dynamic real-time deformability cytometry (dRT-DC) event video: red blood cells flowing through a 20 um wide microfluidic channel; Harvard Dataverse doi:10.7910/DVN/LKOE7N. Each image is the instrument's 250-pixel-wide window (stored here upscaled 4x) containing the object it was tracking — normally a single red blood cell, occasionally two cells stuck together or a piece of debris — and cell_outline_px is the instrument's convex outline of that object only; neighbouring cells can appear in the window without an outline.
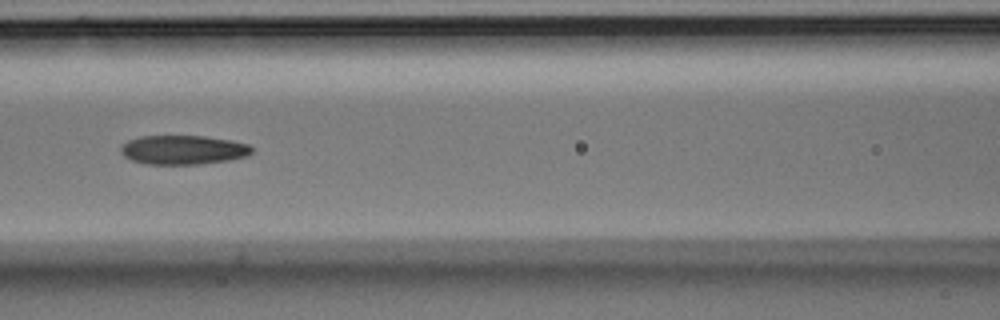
{"species": "Egyptian fruit bat (a non-hibernating species)", "species_latin": "Rousettus aegyptiacus", "temperature_condition": "room temperature", "stored_images_in_passage": 15, "camera_frame_rate_fps": 3000, "um_per_image_px": 0.085, "animal": {"sex": "male"}, "frame": {"image": 1, "passage_image": 6, "time_ms": 1.667, "image_size_px": [1000, 320], "cell_outline_px": [[252, 152], [248, 156], [228, 160], [200, 164], [144, 164], [132, 160], [124, 156], [120, 152], [120, 148], [128, 140], [140, 136], [204, 136], [232, 140], [248, 144], [252, 148]], "centroid_in_image_um": [15.57, 12.74], "position_along_channel_um": 151.0, "area_um2": 22.31}}
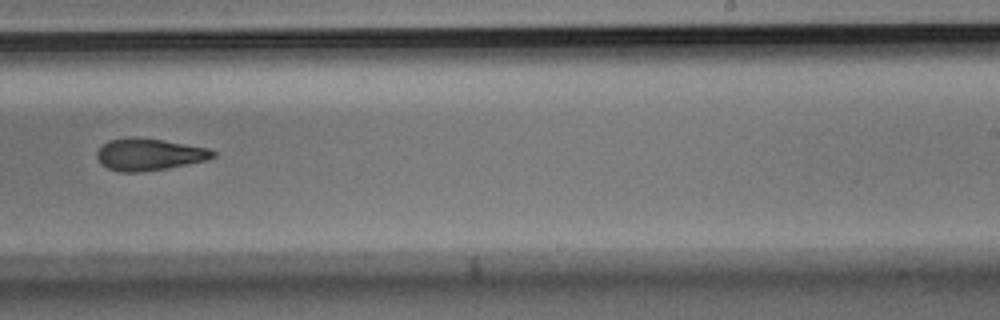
{"frame": {"image": 2, "passage_image": 9, "time_ms": 2.667, "image_size_px": [1000, 320], "cell_outline_px": [[216, 156], [208, 160], [168, 168], [140, 172], [120, 172], [108, 168], [100, 164], [96, 156], [96, 152], [108, 140], [132, 136], [160, 140], [208, 148], [216, 152]], "centroid_in_image_um": [12.66, 13.13], "position_along_channel_um": 276.3, "area_um2": 21.62}}
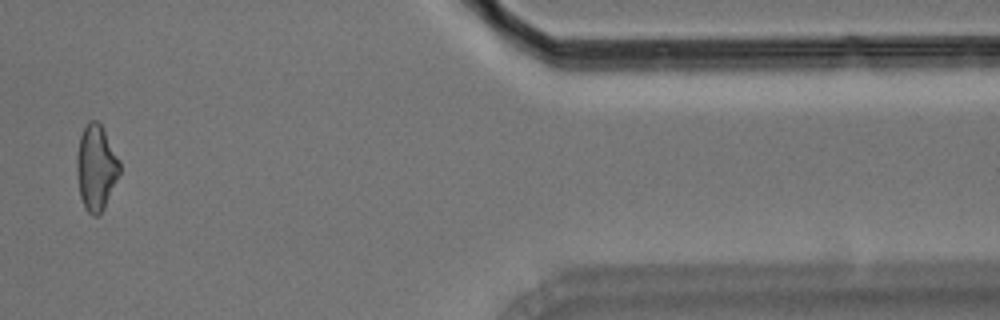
{"frame": {"image": 3, "passage_image": 13, "time_ms": 4.0, "image_size_px": [1000, 320], "cell_outline_px": [[120, 172], [104, 208], [96, 216], [92, 216], [84, 208], [80, 196], [76, 172], [76, 156], [80, 136], [88, 120], [96, 120], [100, 124], [120, 160]], "centroid_in_image_um": [8.15, 14.25], "position_along_channel_um": 403.2, "area_um2": 21.27}}